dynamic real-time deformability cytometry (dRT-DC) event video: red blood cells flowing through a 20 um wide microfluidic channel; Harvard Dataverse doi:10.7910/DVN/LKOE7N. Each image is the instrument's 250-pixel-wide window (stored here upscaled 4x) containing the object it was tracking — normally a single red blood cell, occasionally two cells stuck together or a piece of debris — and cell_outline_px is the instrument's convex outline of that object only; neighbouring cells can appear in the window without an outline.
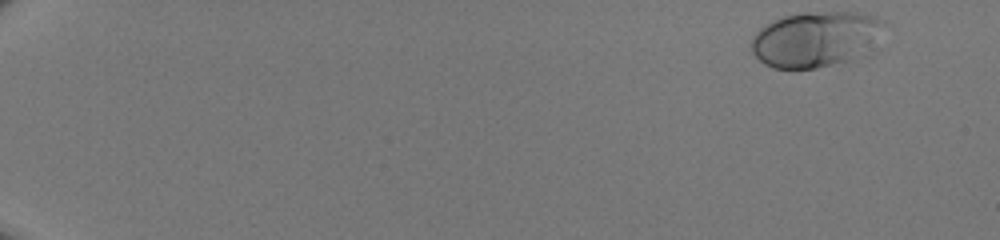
{"species": "human", "species_latin": "Homo sapiens", "temperature_condition": "room temperature", "stored_images_in_passage": 47, "camera_frame_rate_fps": 3000, "um_per_image_px": 0.085, "donor": {"sex": "male"}, "frame": {"image": 1, "passage_image": 1, "time_ms": 0.0, "image_size_px": [1000, 240], "cell_outline_px": [[884, 24], [856, 56], [848, 60], [816, 68], [772, 68], [764, 64], [752, 52], [752, 36], [760, 28], [772, 20], [784, 16], [800, 12], [856, 12], [876, 16]], "centroid_in_image_um": [69.17, 3.3], "position_along_channel_um": 15.8, "area_um2": 41.56}}
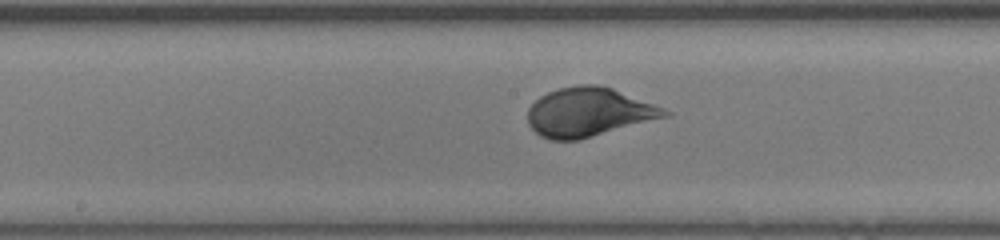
{"frame": {"image": 2, "passage_image": 27, "time_ms": 8.667, "image_size_px": [1000, 240], "cell_outline_px": [[672, 116], [580, 140], [548, 140], [540, 136], [528, 124], [528, 108], [540, 96], [548, 92], [560, 88], [580, 84], [596, 84], [612, 88], [664, 108], [672, 112]], "centroid_in_image_um": [50.07, 9.55], "position_along_channel_um": 198.1, "area_um2": 39.36}}
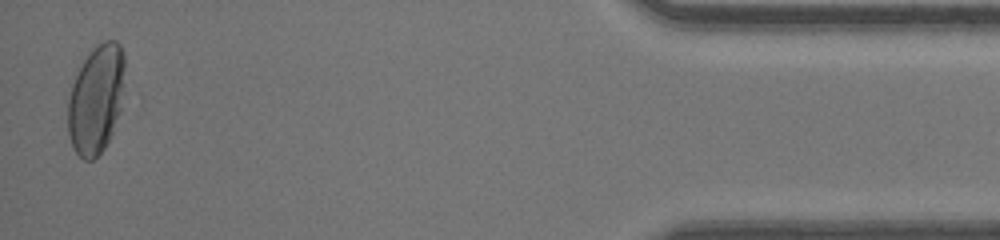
{"frame": {"image": 3, "passage_image": 47, "time_ms": 15.333, "image_size_px": [1000, 240], "cell_outline_px": [[124, 68], [120, 112], [112, 132], [104, 148], [92, 160], [84, 160], [76, 152], [68, 136], [68, 100], [72, 84], [84, 60], [104, 40], [116, 40], [120, 44], [124, 52]], "centroid_in_image_um": [8.17, 8.45], "position_along_channel_um": 427.0, "area_um2": 35.49}}